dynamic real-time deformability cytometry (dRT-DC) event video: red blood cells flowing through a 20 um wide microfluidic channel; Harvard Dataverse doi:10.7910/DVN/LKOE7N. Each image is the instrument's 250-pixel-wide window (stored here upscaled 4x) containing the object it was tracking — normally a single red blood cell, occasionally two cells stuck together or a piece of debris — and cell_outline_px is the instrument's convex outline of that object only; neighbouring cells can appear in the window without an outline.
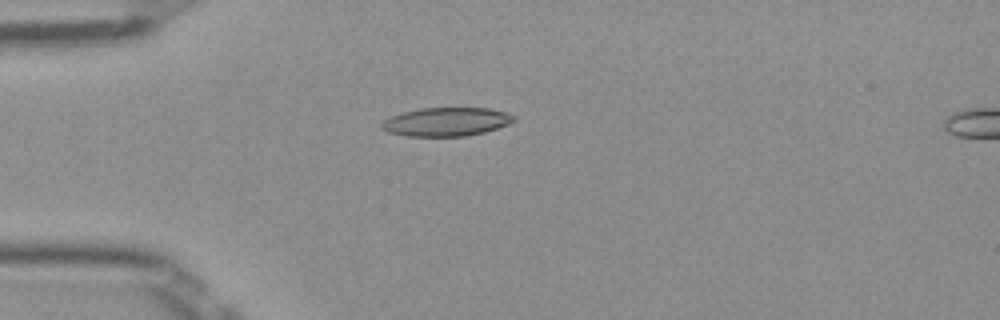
{"species": "Egyptian fruit bat (a non-hibernating species)", "species_latin": "Rousettus aegyptiacus", "temperature_condition": "room temperature", "stored_images_in_passage": 51, "camera_frame_rate_fps": 3000, "um_per_image_px": 0.085, "frame": {"image": 1, "passage_image": 14, "time_ms": 4.333, "image_size_px": [1000, 320], "cell_outline_px": [[516, 120], [508, 124], [484, 132], [468, 136], [404, 136], [388, 132], [380, 128], [380, 124], [384, 120], [392, 116], [404, 112], [420, 108], [488, 108], [504, 112], [516, 116]], "centroid_in_image_um": [37.92, 10.36], "position_along_channel_um": 47.1, "area_um2": 22.02}}
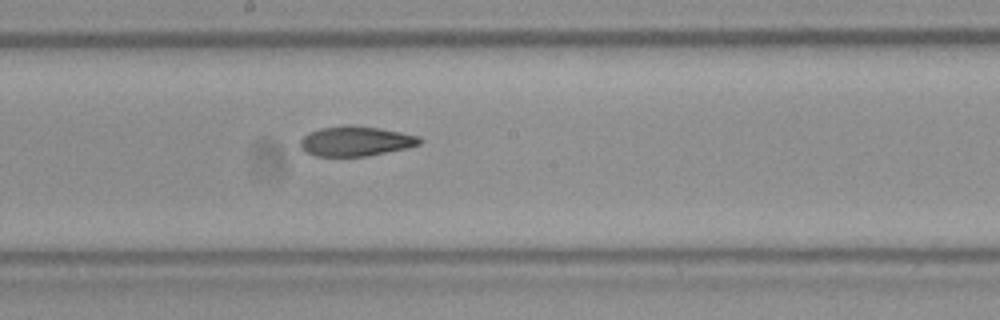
{"frame": {"image": 2, "passage_image": 28, "time_ms": 9.0, "image_size_px": [1000, 320], "cell_outline_px": [[424, 140], [420, 144], [408, 148], [368, 156], [316, 156], [304, 152], [300, 148], [300, 140], [308, 132], [320, 128], [344, 124], [352, 124], [380, 128], [420, 136]], "centroid_in_image_um": [30.24, 11.99], "position_along_channel_um": 218.0, "area_um2": 21.21}}
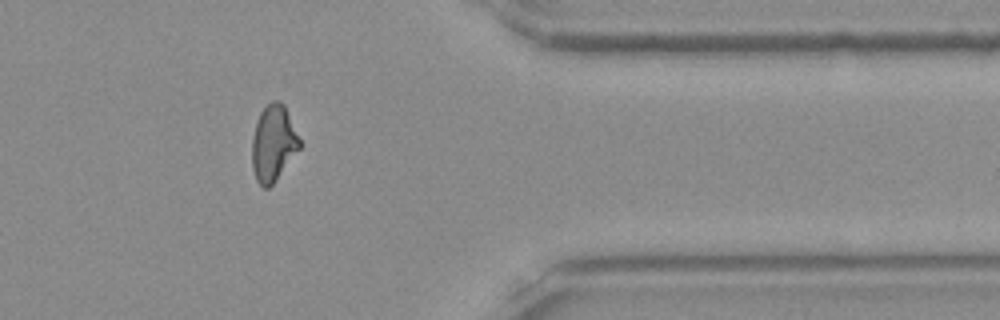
{"frame": {"image": 3, "passage_image": 42, "time_ms": 13.667, "image_size_px": [1000, 320], "cell_outline_px": [[300, 148], [272, 184], [268, 188], [264, 188], [256, 180], [252, 168], [252, 140], [256, 124], [260, 112], [272, 100], [280, 100], [284, 104], [300, 140]], "centroid_in_image_um": [23.22, 12.17], "position_along_channel_um": 388.2, "area_um2": 20.81}, "authors_computed_cell_mechanics": {"area_um2": 21.3282, "velocity_mm_per_s": 4.0078, "shape_relaxation_time_tau1_ms": null, "shape_relaxation_time_tau2_ms": 3.085, "deformation_change_tau1": null, "deformation_change_tau2": 0.0987}}